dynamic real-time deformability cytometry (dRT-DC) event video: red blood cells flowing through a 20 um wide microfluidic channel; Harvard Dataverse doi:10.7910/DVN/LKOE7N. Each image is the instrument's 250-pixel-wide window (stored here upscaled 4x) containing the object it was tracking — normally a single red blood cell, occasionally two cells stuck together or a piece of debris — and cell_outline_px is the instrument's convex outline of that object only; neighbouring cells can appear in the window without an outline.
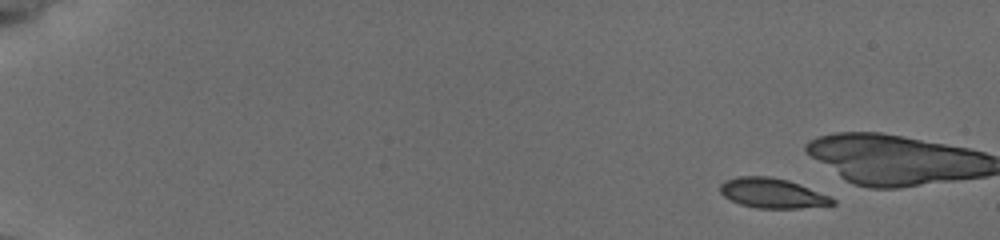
{"species": "common noctule bat (a hibernating species)", "species_latin": "Nyctalus noctula", "temperature_condition": "cold", "stored_images_in_passage": 41, "camera_frame_rate_fps": 3000, "um_per_image_px": 0.085, "animal": {"sex": "female", "body_mass_g": 19.5, "forearm_length_mm": 54.1}, "frame": {"image": 1, "passage_image": 1, "time_ms": 0.0, "image_size_px": [1000, 240], "cell_outline_px": [[836, 204], [800, 208], [756, 208], [740, 204], [724, 196], [720, 192], [720, 184], [724, 180], [736, 176], [768, 176], [788, 180], [828, 196], [836, 200]], "centroid_in_image_um": [65.6, 16.41], "position_along_channel_um": 19.4, "area_um2": 19.36}}
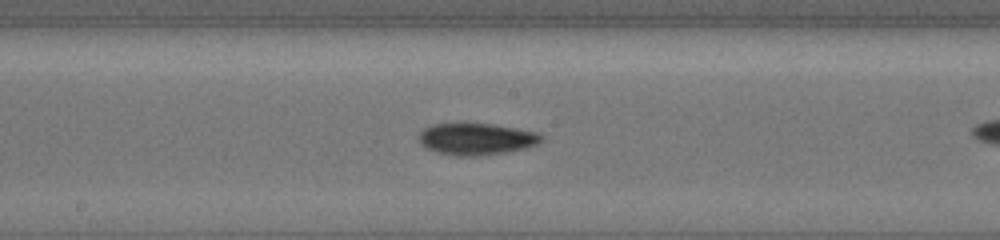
{"frame": {"image": 2, "passage_image": 27, "time_ms": 8.667, "image_size_px": [1000, 240], "cell_outline_px": [[544, 140], [528, 148], [504, 152], [476, 156], [456, 156], [436, 152], [420, 144], [420, 132], [424, 128], [432, 124], [492, 124], [516, 128], [536, 132], [544, 136]], "centroid_in_image_um": [40.52, 11.82], "position_along_channel_um": 207.7, "area_um2": 22.54}}
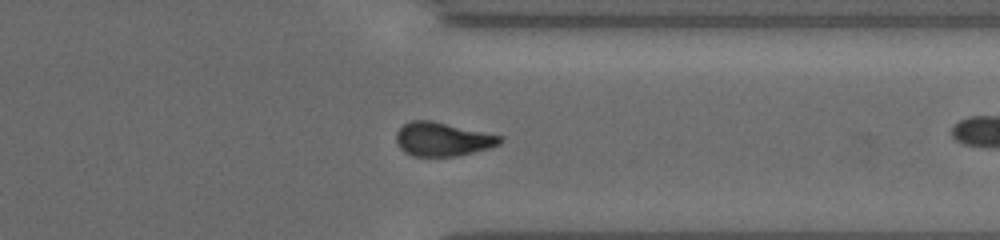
{"frame": {"image": 3, "passage_image": 40, "time_ms": 13.0, "image_size_px": [1000, 240], "cell_outline_px": [[504, 140], [500, 144], [488, 148], [456, 156], [412, 156], [404, 152], [400, 148], [396, 140], [396, 132], [404, 124], [412, 120], [432, 120], [504, 136]], "centroid_in_image_um": [37.63, 11.82], "position_along_channel_um": 373.8, "area_um2": 20.52}}